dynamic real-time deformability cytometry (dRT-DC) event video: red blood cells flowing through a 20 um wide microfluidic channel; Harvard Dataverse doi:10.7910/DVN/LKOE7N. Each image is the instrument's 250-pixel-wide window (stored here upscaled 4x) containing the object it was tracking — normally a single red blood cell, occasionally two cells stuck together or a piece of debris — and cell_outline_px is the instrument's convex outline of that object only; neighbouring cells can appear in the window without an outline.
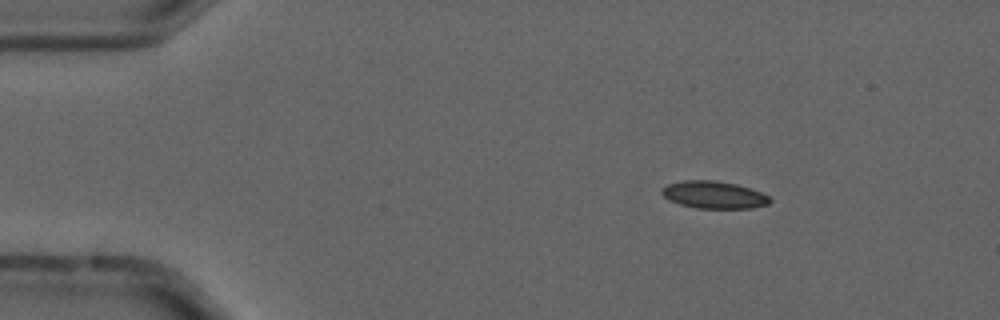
{"species": "common noctule bat (a hibernating species)", "species_latin": "Nyctalus noctula", "temperature_condition": "cold", "stored_images_in_passage": 7, "camera_frame_rate_fps": 3000, "um_per_image_px": 0.085, "animal": {"sex": "male", "forearm_length_mm": 52.5}, "frame": {"image": 1, "passage_image": 3, "time_ms": 0.667, "image_size_px": [1000, 320], "cell_outline_px": [[772, 200], [768, 204], [752, 208], [696, 208], [680, 204], [668, 200], [660, 192], [668, 184], [684, 180], [712, 180], [736, 184], [760, 192], [768, 196]], "centroid_in_image_um": [60.67, 16.56], "position_along_channel_um": 24.3, "area_um2": 17.05}}
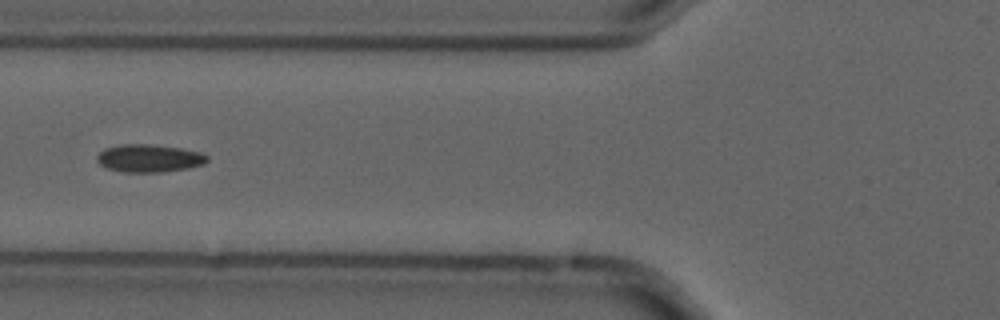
{"frame": {"image": 2, "passage_image": 7, "time_ms": 2.0, "image_size_px": [1000, 320], "cell_outline_px": [[208, 160], [204, 164], [188, 168], [164, 172], [124, 172], [108, 168], [100, 164], [96, 160], [96, 156], [104, 148], [120, 144], [152, 144], [180, 148], [200, 152], [208, 156]], "centroid_in_image_um": [12.67, 13.45], "position_along_channel_um": 113.1, "area_um2": 17.92}}